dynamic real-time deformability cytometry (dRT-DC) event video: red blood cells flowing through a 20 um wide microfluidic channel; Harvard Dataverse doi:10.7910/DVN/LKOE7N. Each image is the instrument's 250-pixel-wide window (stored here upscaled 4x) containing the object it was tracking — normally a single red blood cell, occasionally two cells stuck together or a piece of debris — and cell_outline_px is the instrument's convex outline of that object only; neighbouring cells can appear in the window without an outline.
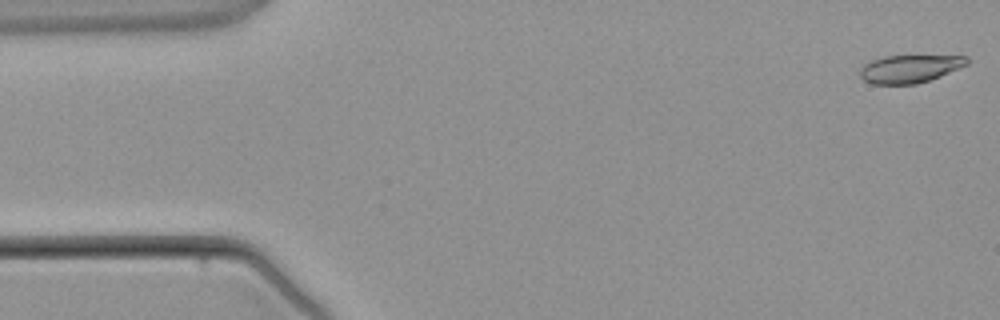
{"species": "common noctule bat (a hibernating species)", "species_latin": "Nyctalus noctula", "temperature_condition": "warm", "stored_images_in_passage": 3, "camera_frame_rate_fps": 3000, "um_per_image_px": 0.085, "animal": {"sex": "male", "body_mass_g": 21.5, "forearm_length_mm": 52.0}, "frame": {"image": 1, "passage_image": 3, "time_ms": 3.0, "image_size_px": [1000, 320], "cell_outline_px": [[968, 64], [960, 68], [940, 76], [916, 84], [872, 84], [864, 80], [860, 76], [860, 68], [864, 64], [872, 60], [884, 56], [968, 56]], "centroid_in_image_um": [77.31, 5.85], "position_along_channel_um": 7.7, "area_um2": 17.28}}